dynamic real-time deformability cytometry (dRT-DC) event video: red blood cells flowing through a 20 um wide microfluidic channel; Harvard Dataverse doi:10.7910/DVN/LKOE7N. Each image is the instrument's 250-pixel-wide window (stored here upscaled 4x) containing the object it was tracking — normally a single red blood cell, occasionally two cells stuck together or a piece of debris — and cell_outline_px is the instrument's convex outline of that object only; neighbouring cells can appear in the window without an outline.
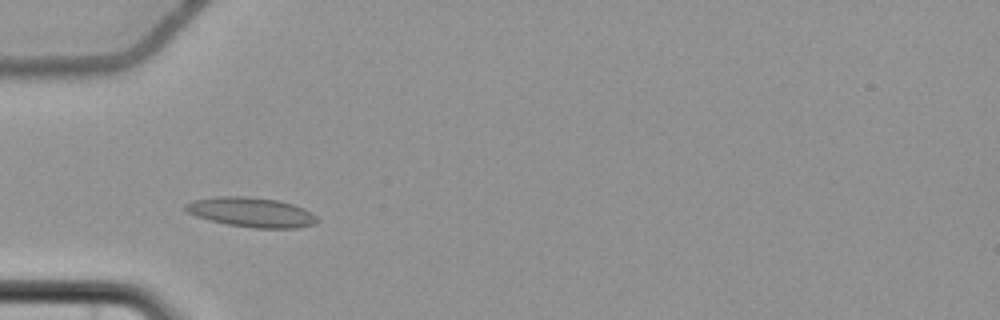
{"species": "common noctule bat (a hibernating species)", "species_latin": "Nyctalus noctula", "temperature_condition": "cold", "stored_images_in_passage": 50, "camera_frame_rate_fps": 3000, "um_per_image_px": 0.085, "animal": {"sex": "female", "body_mass_g": 22.7, "forearm_length_mm": 54.2}, "frame": {"image": 1, "passage_image": 12, "time_ms": 3.667, "image_size_px": [1000, 320], "cell_outline_px": [[316, 220], [312, 224], [296, 228], [252, 228], [228, 224], [196, 216], [188, 212], [184, 208], [184, 204], [192, 200], [220, 196], [248, 196], [276, 200], [292, 204], [304, 208], [316, 216]], "centroid_in_image_um": [21.33, 18.03], "position_along_channel_um": 63.7, "area_um2": 22.48}}
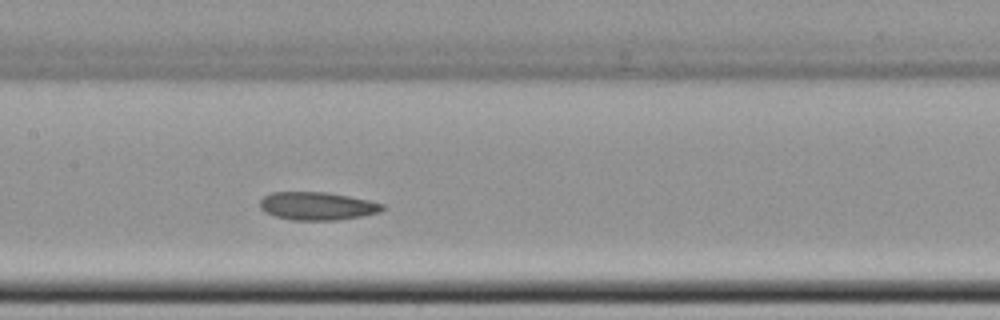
{"frame": {"image": 2, "passage_image": 22, "time_ms": 7.0, "image_size_px": [1000, 320], "cell_outline_px": [[384, 208], [380, 212], [364, 216], [336, 220], [292, 220], [276, 216], [264, 212], [260, 208], [260, 200], [264, 196], [272, 192], [328, 192], [368, 200], [384, 204]], "centroid_in_image_um": [26.96, 17.51], "position_along_channel_um": 180.4, "area_um2": 20.06}}
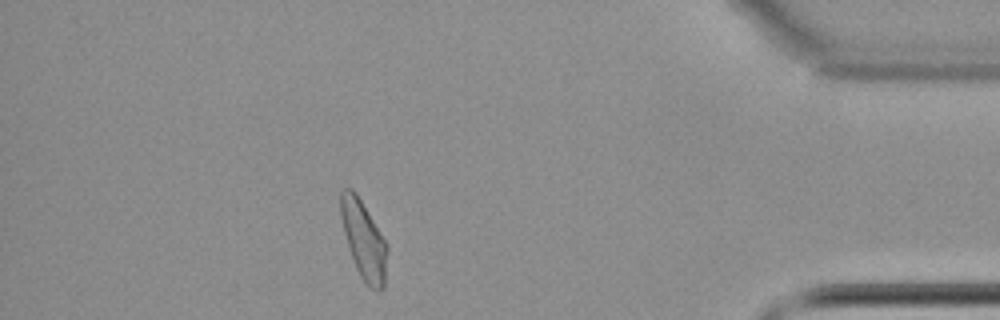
{"frame": {"image": 3, "passage_image": 44, "time_ms": 14.333, "image_size_px": [1000, 320], "cell_outline_px": [[388, 248], [384, 288], [380, 292], [376, 292], [360, 276], [356, 268], [344, 232], [340, 216], [340, 188], [352, 188], [356, 192], [384, 240]], "centroid_in_image_um": [30.9, 20.39], "position_along_channel_um": 404.3, "area_um2": 20.87}, "authors_computed_cell_mechanics": {"area_um2": 21.0392, "velocity_mm_per_s": 3.6392, "shape_relaxation_time_tau1_ms": null, "shape_relaxation_time_tau2_ms": 4.2984, "deformation_change_tau1": null, "deformation_change_tau2": 0.1005}}